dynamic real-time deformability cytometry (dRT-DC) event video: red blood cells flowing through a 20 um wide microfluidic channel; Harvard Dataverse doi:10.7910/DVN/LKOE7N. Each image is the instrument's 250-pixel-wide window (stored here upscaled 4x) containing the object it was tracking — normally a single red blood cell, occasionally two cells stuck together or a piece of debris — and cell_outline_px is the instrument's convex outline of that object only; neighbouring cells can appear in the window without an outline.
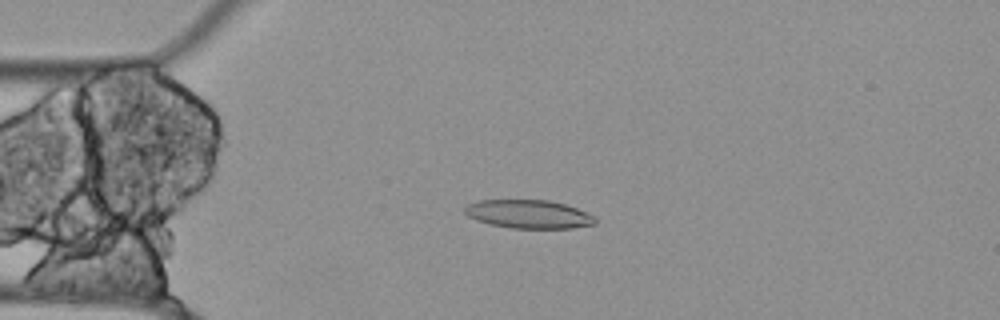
{"species": "Egyptian fruit bat (a non-hibernating species)", "species_latin": "Rousettus aegyptiacus", "temperature_condition": "cold", "stored_images_in_passage": 55, "camera_frame_rate_fps": 3000, "um_per_image_px": 0.085, "animal": {"sex": "female"}, "frame": {"image": 1, "passage_image": 12, "time_ms": 3.667, "image_size_px": [1000, 320], "cell_outline_px": [[596, 224], [572, 228], [512, 228], [488, 224], [476, 220], [468, 216], [464, 212], [464, 208], [468, 204], [476, 200], [548, 200], [564, 204], [576, 208], [596, 216]], "centroid_in_image_um": [44.92, 18.2], "position_along_channel_um": 40.1, "area_um2": 21.73}}
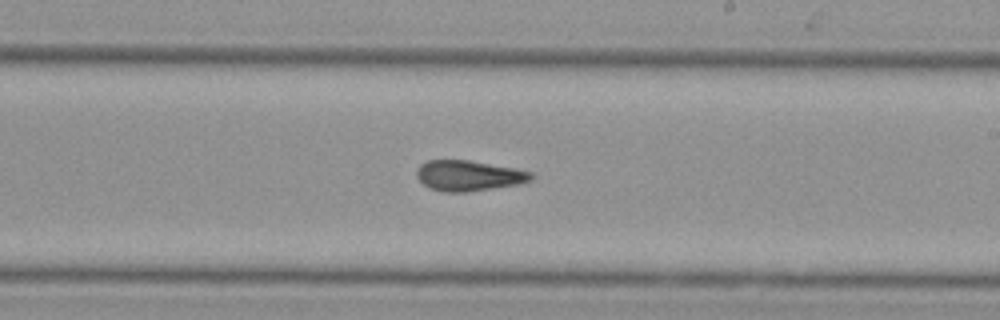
{"frame": {"image": 2, "passage_image": 31, "time_ms": 10.0, "image_size_px": [1000, 320], "cell_outline_px": [[532, 180], [520, 184], [468, 192], [444, 192], [428, 188], [416, 176], [416, 168], [420, 164], [428, 160], [468, 160], [512, 168], [532, 172]], "centroid_in_image_um": [39.8, 14.94], "position_along_channel_um": 249.2, "area_um2": 20.35}}
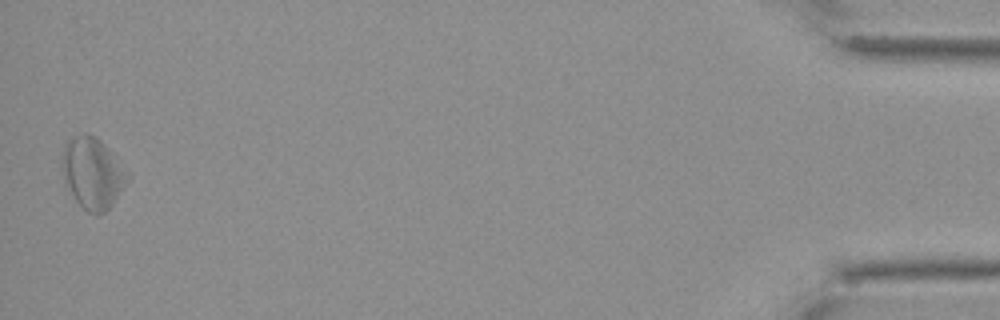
{"frame": {"image": 3, "passage_image": 54, "time_ms": 17.667, "image_size_px": [1000, 320], "cell_outline_px": [[132, 176], [112, 204], [104, 212], [88, 212], [76, 200], [68, 184], [60, 164], [64, 144], [76, 136], [84, 132], [88, 132], [96, 136], [132, 172]], "centroid_in_image_um": [7.93, 14.65], "position_along_channel_um": 427.3, "area_um2": 27.05}}